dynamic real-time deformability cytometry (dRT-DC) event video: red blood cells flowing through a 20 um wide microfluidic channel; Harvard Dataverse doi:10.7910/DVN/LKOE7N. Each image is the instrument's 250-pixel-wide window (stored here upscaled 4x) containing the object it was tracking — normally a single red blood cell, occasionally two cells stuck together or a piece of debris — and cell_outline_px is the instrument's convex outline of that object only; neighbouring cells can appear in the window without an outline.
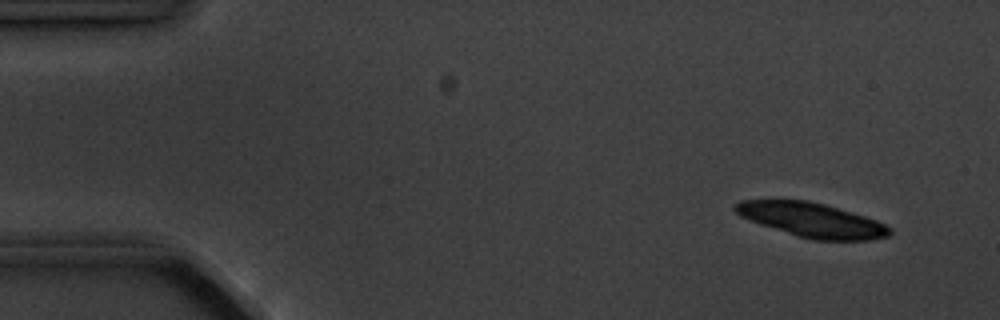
{"species": "common noctule bat (a hibernating species)", "species_latin": "Nyctalus noctula", "temperature_condition": "cold", "stored_images_in_passage": 5, "camera_frame_rate_fps": 3000, "um_per_image_px": 0.085, "animal": {"sex": "male", "body_mass_g": 20.1, "forearm_length_mm": 53.5}, "frame": {"image": 1, "passage_image": 2, "time_ms": 1.0, "image_size_px": [1000, 320], "cell_outline_px": [[892, 232], [888, 236], [868, 240], [812, 240], [796, 236], [748, 220], [740, 216], [732, 208], [740, 200], [808, 200], [824, 204], [864, 216], [876, 220], [892, 228]], "centroid_in_image_um": [68.99, 18.7], "position_along_channel_um": 16.0, "area_um2": 30.81}}